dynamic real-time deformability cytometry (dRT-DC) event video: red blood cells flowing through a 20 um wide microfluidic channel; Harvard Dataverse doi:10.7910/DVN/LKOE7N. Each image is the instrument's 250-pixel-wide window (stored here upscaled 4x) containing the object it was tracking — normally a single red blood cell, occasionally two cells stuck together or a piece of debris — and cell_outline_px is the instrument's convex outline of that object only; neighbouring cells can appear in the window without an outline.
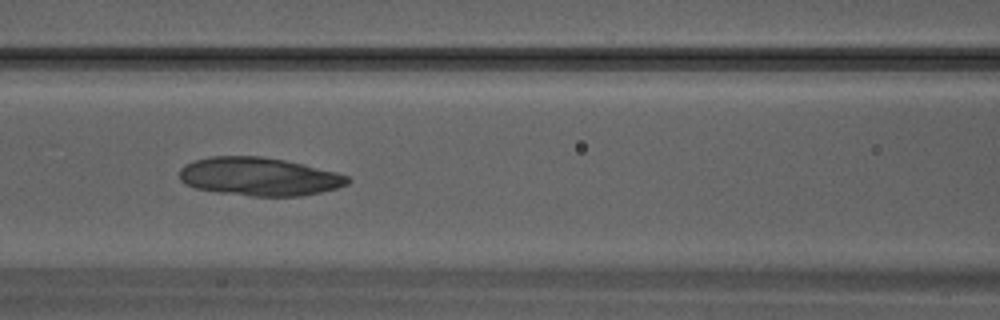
{"species": "Egyptian fruit bat (a non-hibernating species)", "species_latin": "Rousettus aegyptiacus", "temperature_condition": "warm", "stored_images_in_passage": 32, "camera_frame_rate_fps": 3000, "um_per_image_px": 0.085, "animal": {"sex": "male"}, "frame": {"image": 1, "passage_image": 14, "time_ms": 4.333, "image_size_px": [1000, 320], "cell_outline_px": [[352, 180], [348, 184], [336, 188], [320, 192], [300, 196], [252, 196], [216, 192], [196, 188], [184, 184], [180, 180], [180, 168], [184, 164], [208, 156], [260, 156], [284, 160], [304, 164], [336, 172], [348, 176]], "centroid_in_image_um": [22.01, 15.01], "position_along_channel_um": 144.6, "area_um2": 37.63}}
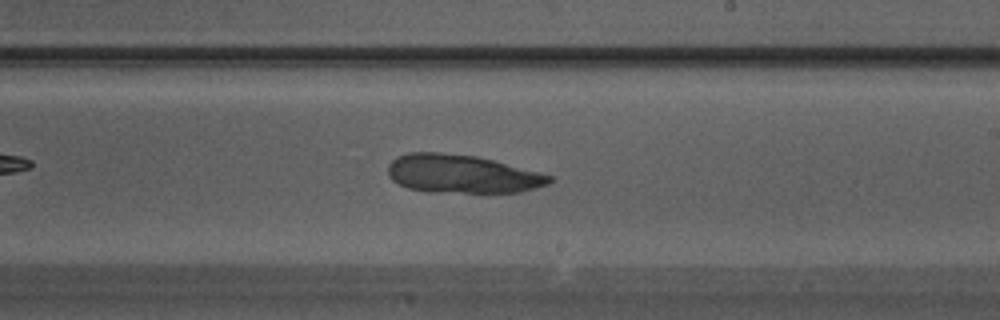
{"frame": {"image": 2, "passage_image": 19, "time_ms": 6.0, "image_size_px": [1000, 320], "cell_outline_px": [[552, 180], [548, 184], [520, 192], [428, 192], [408, 188], [392, 180], [388, 176], [388, 164], [396, 156], [408, 152], [440, 152], [476, 156], [540, 172], [552, 176]], "centroid_in_image_um": [39.22, 14.78], "position_along_channel_um": 249.8, "area_um2": 36.07}}
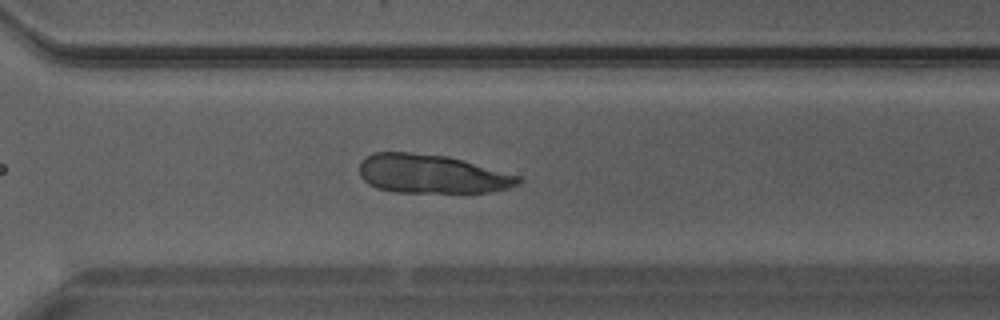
{"frame": {"image": 3, "passage_image": 23, "time_ms": 7.333, "image_size_px": [1000, 320], "cell_outline_px": [[524, 180], [520, 184], [508, 188], [492, 192], [396, 192], [376, 188], [368, 184], [360, 176], [360, 164], [372, 152], [408, 152], [448, 156], [520, 176]], "centroid_in_image_um": [36.71, 14.79], "position_along_channel_um": 333.9, "area_um2": 35.89}}